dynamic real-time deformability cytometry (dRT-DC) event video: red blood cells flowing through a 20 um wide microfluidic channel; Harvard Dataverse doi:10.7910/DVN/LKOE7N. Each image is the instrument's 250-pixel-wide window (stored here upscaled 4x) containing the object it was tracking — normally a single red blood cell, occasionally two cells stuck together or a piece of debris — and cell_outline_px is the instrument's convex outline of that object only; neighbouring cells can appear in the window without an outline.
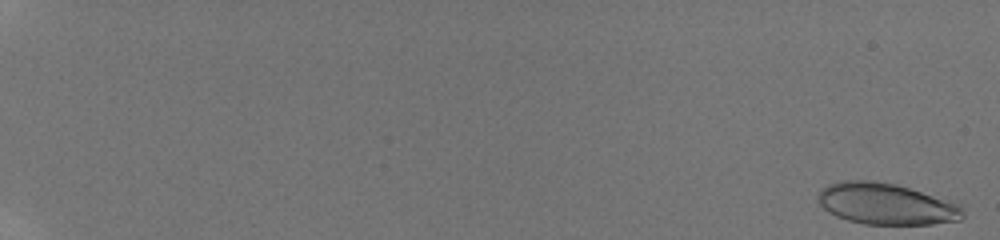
{"species": "human", "species_latin": "Homo sapiens", "temperature_condition": "room temperature", "stored_images_in_passage": 53, "camera_frame_rate_fps": 3000, "um_per_image_px": 0.085, "donor": {"sex": "male"}, "frame": {"image": 1, "passage_image": 1, "time_ms": 0.0, "image_size_px": [1000, 240], "cell_outline_px": [[964, 216], [960, 220], [932, 224], [864, 224], [848, 220], [836, 216], [828, 212], [820, 204], [816, 196], [820, 188], [836, 180], [872, 180], [896, 184], [960, 204], [964, 212]], "centroid_in_image_um": [75.27, 17.32], "position_along_channel_um": 9.7, "area_um2": 35.08}}
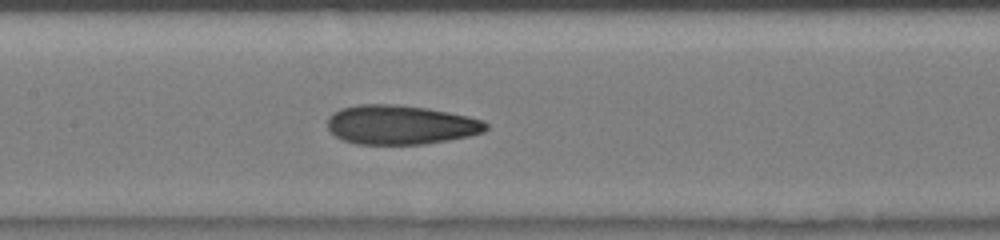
{"frame": {"image": 2, "passage_image": 30, "time_ms": 9.667, "image_size_px": [1000, 240], "cell_outline_px": [[488, 128], [484, 132], [468, 136], [448, 140], [424, 144], [356, 144], [344, 140], [336, 136], [328, 128], [328, 116], [332, 112], [340, 108], [360, 104], [396, 104], [428, 108], [468, 116], [484, 120], [488, 124]], "centroid_in_image_um": [34.05, 10.6], "position_along_channel_um": 173.3, "area_um2": 36.41}}
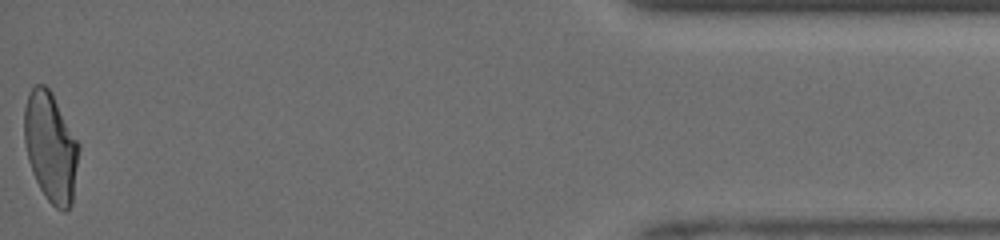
{"frame": {"image": 3, "passage_image": 53, "time_ms": 17.333, "image_size_px": [1000, 240], "cell_outline_px": [[80, 148], [72, 204], [64, 212], [56, 208], [48, 200], [40, 188], [32, 172], [28, 160], [24, 140], [24, 108], [28, 92], [36, 84], [44, 84], [52, 92], [80, 144]], "centroid_in_image_um": [4.31, 12.48], "position_along_channel_um": 430.9, "area_um2": 35.08}, "authors_computed_cell_mechanics": {"area_um2": 35.1424, "velocity_mm_per_s": 4.2194, "shape_relaxation_time_tau1_ms": 6.7617, "shape_relaxation_time_tau2_ms": 1.4324, "deformation_change_tau1": 0.2066, "deformation_change_tau2": 0.0901}}